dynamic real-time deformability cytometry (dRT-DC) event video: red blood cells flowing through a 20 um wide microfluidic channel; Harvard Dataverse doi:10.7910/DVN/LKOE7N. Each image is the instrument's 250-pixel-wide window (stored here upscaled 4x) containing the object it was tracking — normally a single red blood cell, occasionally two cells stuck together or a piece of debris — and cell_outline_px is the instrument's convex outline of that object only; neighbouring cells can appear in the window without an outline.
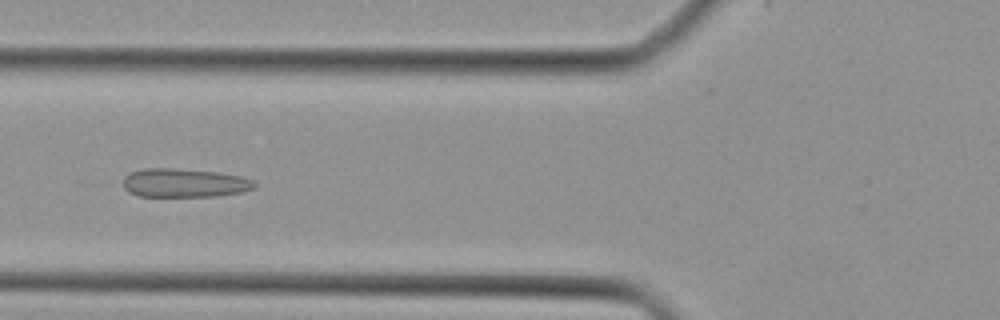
{"species": "Egyptian fruit bat (a non-hibernating species)", "species_latin": "Rousettus aegyptiacus", "temperature_condition": "cold", "stored_images_in_passage": 43, "camera_frame_rate_fps": 3000, "um_per_image_px": 0.085, "animal": {"sex": "female"}, "frame": {"image": 1, "passage_image": 16, "time_ms": 5.0, "image_size_px": [1000, 320], "cell_outline_px": [[256, 188], [244, 192], [216, 196], [140, 196], [128, 192], [124, 188], [124, 176], [132, 172], [144, 168], [176, 168], [220, 172], [240, 176], [252, 180], [256, 184]], "centroid_in_image_um": [15.7, 15.54], "position_along_channel_um": 110.1, "area_um2": 22.14}}
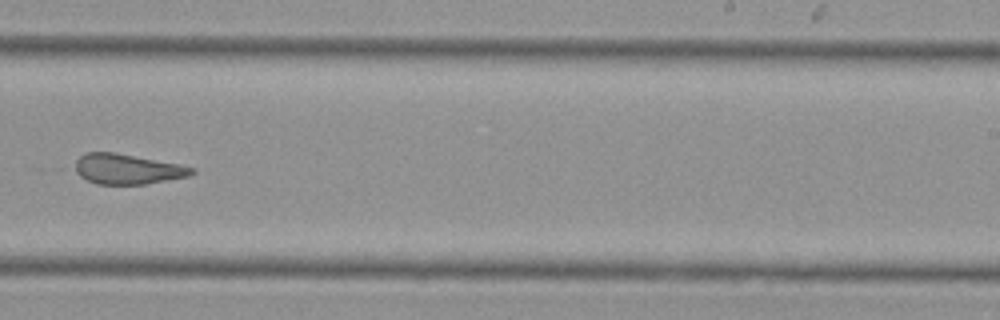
{"frame": {"image": 2, "passage_image": 27, "time_ms": 8.667, "image_size_px": [1000, 320], "cell_outline_px": [[196, 172], [188, 176], [144, 184], [96, 184], [80, 176], [76, 172], [76, 160], [80, 156], [88, 152], [116, 152], [180, 164], [196, 168]], "centroid_in_image_um": [10.85, 14.36], "position_along_channel_um": 278.2, "area_um2": 20.46}}
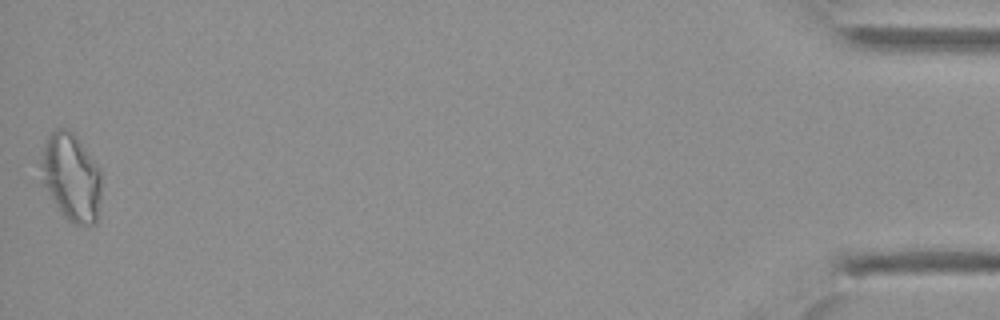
{"frame": {"image": 3, "passage_image": 43, "time_ms": 14.0, "image_size_px": [1000, 320], "cell_outline_px": [[100, 200], [96, 224], [76, 224], [68, 220], [60, 212], [52, 200], [44, 184], [40, 164], [40, 160], [44, 144], [48, 136], [56, 128], [68, 128], [76, 136], [100, 168]], "centroid_in_image_um": [6.05, 15.05], "position_along_channel_um": 429.2, "area_um2": 30.69}}